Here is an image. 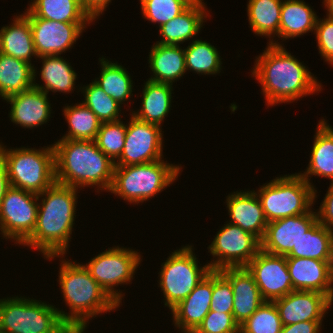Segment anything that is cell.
Returning a JSON list of instances; mask_svg holds the SVG:
<instances>
[{"label": "cell", "mask_w": 333, "mask_h": 333, "mask_svg": "<svg viewBox=\"0 0 333 333\" xmlns=\"http://www.w3.org/2000/svg\"><path fill=\"white\" fill-rule=\"evenodd\" d=\"M256 58L252 74L261 84L269 106L293 102L322 89L321 83L277 41L270 40Z\"/></svg>", "instance_id": "obj_1"}, {"label": "cell", "mask_w": 333, "mask_h": 333, "mask_svg": "<svg viewBox=\"0 0 333 333\" xmlns=\"http://www.w3.org/2000/svg\"><path fill=\"white\" fill-rule=\"evenodd\" d=\"M77 190L55 182L38 194L42 200L38 203L36 226L21 245L39 250L44 257L67 253L76 216Z\"/></svg>", "instance_id": "obj_2"}, {"label": "cell", "mask_w": 333, "mask_h": 333, "mask_svg": "<svg viewBox=\"0 0 333 333\" xmlns=\"http://www.w3.org/2000/svg\"><path fill=\"white\" fill-rule=\"evenodd\" d=\"M53 147L56 183L77 189L96 186L109 192L115 164L98 148L95 140L60 139Z\"/></svg>", "instance_id": "obj_3"}, {"label": "cell", "mask_w": 333, "mask_h": 333, "mask_svg": "<svg viewBox=\"0 0 333 333\" xmlns=\"http://www.w3.org/2000/svg\"><path fill=\"white\" fill-rule=\"evenodd\" d=\"M61 257L59 285L70 313L58 310L61 319L69 327L86 328L89 319L98 314L119 308L106 291L92 278L83 264L63 260L64 255H49L45 259Z\"/></svg>", "instance_id": "obj_4"}, {"label": "cell", "mask_w": 333, "mask_h": 333, "mask_svg": "<svg viewBox=\"0 0 333 333\" xmlns=\"http://www.w3.org/2000/svg\"><path fill=\"white\" fill-rule=\"evenodd\" d=\"M181 166L169 164L163 159L138 165L115 166L109 192L123 200L138 204L149 200L173 184Z\"/></svg>", "instance_id": "obj_5"}, {"label": "cell", "mask_w": 333, "mask_h": 333, "mask_svg": "<svg viewBox=\"0 0 333 333\" xmlns=\"http://www.w3.org/2000/svg\"><path fill=\"white\" fill-rule=\"evenodd\" d=\"M1 144L0 156L11 187L38 195L56 182L53 145L37 150L25 147L6 149Z\"/></svg>", "instance_id": "obj_6"}, {"label": "cell", "mask_w": 333, "mask_h": 333, "mask_svg": "<svg viewBox=\"0 0 333 333\" xmlns=\"http://www.w3.org/2000/svg\"><path fill=\"white\" fill-rule=\"evenodd\" d=\"M317 190L299 173L276 177L255 192L269 222L307 213L317 198Z\"/></svg>", "instance_id": "obj_7"}, {"label": "cell", "mask_w": 333, "mask_h": 333, "mask_svg": "<svg viewBox=\"0 0 333 333\" xmlns=\"http://www.w3.org/2000/svg\"><path fill=\"white\" fill-rule=\"evenodd\" d=\"M0 328L6 333H63L69 326L55 306L17 296L0 299Z\"/></svg>", "instance_id": "obj_8"}, {"label": "cell", "mask_w": 333, "mask_h": 333, "mask_svg": "<svg viewBox=\"0 0 333 333\" xmlns=\"http://www.w3.org/2000/svg\"><path fill=\"white\" fill-rule=\"evenodd\" d=\"M192 247L188 245L174 250L161 265L159 286L164 294V305L170 310L183 301L211 271L209 264L198 266Z\"/></svg>", "instance_id": "obj_9"}, {"label": "cell", "mask_w": 333, "mask_h": 333, "mask_svg": "<svg viewBox=\"0 0 333 333\" xmlns=\"http://www.w3.org/2000/svg\"><path fill=\"white\" fill-rule=\"evenodd\" d=\"M140 262L139 252L115 246L91 258L84 266L92 278L120 305L124 294L115 290L114 286L130 283Z\"/></svg>", "instance_id": "obj_10"}, {"label": "cell", "mask_w": 333, "mask_h": 333, "mask_svg": "<svg viewBox=\"0 0 333 333\" xmlns=\"http://www.w3.org/2000/svg\"><path fill=\"white\" fill-rule=\"evenodd\" d=\"M37 194L10 187L0 202V231L4 238L22 244L36 226Z\"/></svg>", "instance_id": "obj_11"}, {"label": "cell", "mask_w": 333, "mask_h": 333, "mask_svg": "<svg viewBox=\"0 0 333 333\" xmlns=\"http://www.w3.org/2000/svg\"><path fill=\"white\" fill-rule=\"evenodd\" d=\"M208 250L213 258L211 270L227 267H245L261 250V241L241 227L227 223L213 239Z\"/></svg>", "instance_id": "obj_12"}, {"label": "cell", "mask_w": 333, "mask_h": 333, "mask_svg": "<svg viewBox=\"0 0 333 333\" xmlns=\"http://www.w3.org/2000/svg\"><path fill=\"white\" fill-rule=\"evenodd\" d=\"M127 125L125 144L115 166H129L149 163L162 159L163 134L161 127L130 117Z\"/></svg>", "instance_id": "obj_13"}, {"label": "cell", "mask_w": 333, "mask_h": 333, "mask_svg": "<svg viewBox=\"0 0 333 333\" xmlns=\"http://www.w3.org/2000/svg\"><path fill=\"white\" fill-rule=\"evenodd\" d=\"M245 267L254 277L265 301L273 302L294 291L286 256L260 250Z\"/></svg>", "instance_id": "obj_14"}, {"label": "cell", "mask_w": 333, "mask_h": 333, "mask_svg": "<svg viewBox=\"0 0 333 333\" xmlns=\"http://www.w3.org/2000/svg\"><path fill=\"white\" fill-rule=\"evenodd\" d=\"M37 57L61 55L71 48L90 23L56 22L29 17Z\"/></svg>", "instance_id": "obj_15"}, {"label": "cell", "mask_w": 333, "mask_h": 333, "mask_svg": "<svg viewBox=\"0 0 333 333\" xmlns=\"http://www.w3.org/2000/svg\"><path fill=\"white\" fill-rule=\"evenodd\" d=\"M317 222V214L312 209L302 215L269 222L261 240V250L273 255L286 256L296 247L304 233Z\"/></svg>", "instance_id": "obj_16"}, {"label": "cell", "mask_w": 333, "mask_h": 333, "mask_svg": "<svg viewBox=\"0 0 333 333\" xmlns=\"http://www.w3.org/2000/svg\"><path fill=\"white\" fill-rule=\"evenodd\" d=\"M283 326L304 321H322L333 301L317 291L294 290L273 301Z\"/></svg>", "instance_id": "obj_17"}, {"label": "cell", "mask_w": 333, "mask_h": 333, "mask_svg": "<svg viewBox=\"0 0 333 333\" xmlns=\"http://www.w3.org/2000/svg\"><path fill=\"white\" fill-rule=\"evenodd\" d=\"M293 290L317 291L333 301V261L286 258Z\"/></svg>", "instance_id": "obj_18"}, {"label": "cell", "mask_w": 333, "mask_h": 333, "mask_svg": "<svg viewBox=\"0 0 333 333\" xmlns=\"http://www.w3.org/2000/svg\"><path fill=\"white\" fill-rule=\"evenodd\" d=\"M219 271L231 283L234 295L232 314L240 326L266 301L246 267H227Z\"/></svg>", "instance_id": "obj_19"}, {"label": "cell", "mask_w": 333, "mask_h": 333, "mask_svg": "<svg viewBox=\"0 0 333 333\" xmlns=\"http://www.w3.org/2000/svg\"><path fill=\"white\" fill-rule=\"evenodd\" d=\"M213 270L172 311L174 325L183 332H193L210 311Z\"/></svg>", "instance_id": "obj_20"}, {"label": "cell", "mask_w": 333, "mask_h": 333, "mask_svg": "<svg viewBox=\"0 0 333 333\" xmlns=\"http://www.w3.org/2000/svg\"><path fill=\"white\" fill-rule=\"evenodd\" d=\"M47 97V93L33 87L4 99L11 105V122L29 129L45 124L51 117V104Z\"/></svg>", "instance_id": "obj_21"}, {"label": "cell", "mask_w": 333, "mask_h": 333, "mask_svg": "<svg viewBox=\"0 0 333 333\" xmlns=\"http://www.w3.org/2000/svg\"><path fill=\"white\" fill-rule=\"evenodd\" d=\"M226 203L228 214L232 219L229 223L241 227L261 241L268 221L255 191H236L227 196Z\"/></svg>", "instance_id": "obj_22"}, {"label": "cell", "mask_w": 333, "mask_h": 333, "mask_svg": "<svg viewBox=\"0 0 333 333\" xmlns=\"http://www.w3.org/2000/svg\"><path fill=\"white\" fill-rule=\"evenodd\" d=\"M203 0L191 4L183 13L159 27L162 36L161 43L165 45H180L193 39L203 27L204 18L208 16ZM180 43V44H179Z\"/></svg>", "instance_id": "obj_23"}, {"label": "cell", "mask_w": 333, "mask_h": 333, "mask_svg": "<svg viewBox=\"0 0 333 333\" xmlns=\"http://www.w3.org/2000/svg\"><path fill=\"white\" fill-rule=\"evenodd\" d=\"M149 53V67L153 72L150 81L173 85L187 71L184 49L180 45L155 43Z\"/></svg>", "instance_id": "obj_24"}, {"label": "cell", "mask_w": 333, "mask_h": 333, "mask_svg": "<svg viewBox=\"0 0 333 333\" xmlns=\"http://www.w3.org/2000/svg\"><path fill=\"white\" fill-rule=\"evenodd\" d=\"M0 52L30 64L31 56L37 58L29 17L25 13L15 17L11 25L1 28Z\"/></svg>", "instance_id": "obj_25"}, {"label": "cell", "mask_w": 333, "mask_h": 333, "mask_svg": "<svg viewBox=\"0 0 333 333\" xmlns=\"http://www.w3.org/2000/svg\"><path fill=\"white\" fill-rule=\"evenodd\" d=\"M313 142L307 170L299 174L313 188L309 178L312 175L327 177L333 184V128L324 119L317 125Z\"/></svg>", "instance_id": "obj_26"}, {"label": "cell", "mask_w": 333, "mask_h": 333, "mask_svg": "<svg viewBox=\"0 0 333 333\" xmlns=\"http://www.w3.org/2000/svg\"><path fill=\"white\" fill-rule=\"evenodd\" d=\"M28 17H39L56 22L91 23L93 19L80 0H31Z\"/></svg>", "instance_id": "obj_27"}, {"label": "cell", "mask_w": 333, "mask_h": 333, "mask_svg": "<svg viewBox=\"0 0 333 333\" xmlns=\"http://www.w3.org/2000/svg\"><path fill=\"white\" fill-rule=\"evenodd\" d=\"M173 87L168 83L146 81L143 88L141 110L133 111L137 119L161 127V122L169 113Z\"/></svg>", "instance_id": "obj_28"}, {"label": "cell", "mask_w": 333, "mask_h": 333, "mask_svg": "<svg viewBox=\"0 0 333 333\" xmlns=\"http://www.w3.org/2000/svg\"><path fill=\"white\" fill-rule=\"evenodd\" d=\"M38 58L43 61L40 73L44 86L35 82L37 71L34 67L35 88L47 94L49 90L52 92L70 93L73 88L75 89L74 86L77 74L66 59H63V57L59 55H45Z\"/></svg>", "instance_id": "obj_29"}, {"label": "cell", "mask_w": 333, "mask_h": 333, "mask_svg": "<svg viewBox=\"0 0 333 333\" xmlns=\"http://www.w3.org/2000/svg\"><path fill=\"white\" fill-rule=\"evenodd\" d=\"M34 87V65L0 52V97L9 96Z\"/></svg>", "instance_id": "obj_30"}, {"label": "cell", "mask_w": 333, "mask_h": 333, "mask_svg": "<svg viewBox=\"0 0 333 333\" xmlns=\"http://www.w3.org/2000/svg\"><path fill=\"white\" fill-rule=\"evenodd\" d=\"M316 13L302 0L282 2L279 38L286 40L315 31Z\"/></svg>", "instance_id": "obj_31"}, {"label": "cell", "mask_w": 333, "mask_h": 333, "mask_svg": "<svg viewBox=\"0 0 333 333\" xmlns=\"http://www.w3.org/2000/svg\"><path fill=\"white\" fill-rule=\"evenodd\" d=\"M286 258L333 261V232L317 222L298 241Z\"/></svg>", "instance_id": "obj_32"}, {"label": "cell", "mask_w": 333, "mask_h": 333, "mask_svg": "<svg viewBox=\"0 0 333 333\" xmlns=\"http://www.w3.org/2000/svg\"><path fill=\"white\" fill-rule=\"evenodd\" d=\"M282 2L283 0H249L248 21L255 34L268 38L276 35L279 38Z\"/></svg>", "instance_id": "obj_33"}, {"label": "cell", "mask_w": 333, "mask_h": 333, "mask_svg": "<svg viewBox=\"0 0 333 333\" xmlns=\"http://www.w3.org/2000/svg\"><path fill=\"white\" fill-rule=\"evenodd\" d=\"M101 64V73L99 78L94 82L102 88V90L119 104H124L133 94V82L126 68L117 62L102 57L99 60Z\"/></svg>", "instance_id": "obj_34"}, {"label": "cell", "mask_w": 333, "mask_h": 333, "mask_svg": "<svg viewBox=\"0 0 333 333\" xmlns=\"http://www.w3.org/2000/svg\"><path fill=\"white\" fill-rule=\"evenodd\" d=\"M69 125L68 133L61 139L95 140L101 125L97 116L83 103L65 106L63 109Z\"/></svg>", "instance_id": "obj_35"}, {"label": "cell", "mask_w": 333, "mask_h": 333, "mask_svg": "<svg viewBox=\"0 0 333 333\" xmlns=\"http://www.w3.org/2000/svg\"><path fill=\"white\" fill-rule=\"evenodd\" d=\"M186 70L194 71L197 74L213 75L221 71V57L219 51L213 45L202 40H193L184 49Z\"/></svg>", "instance_id": "obj_36"}, {"label": "cell", "mask_w": 333, "mask_h": 333, "mask_svg": "<svg viewBox=\"0 0 333 333\" xmlns=\"http://www.w3.org/2000/svg\"><path fill=\"white\" fill-rule=\"evenodd\" d=\"M84 100L82 103L88 107L101 123L120 120L121 104L108 96L94 81L82 87Z\"/></svg>", "instance_id": "obj_37"}, {"label": "cell", "mask_w": 333, "mask_h": 333, "mask_svg": "<svg viewBox=\"0 0 333 333\" xmlns=\"http://www.w3.org/2000/svg\"><path fill=\"white\" fill-rule=\"evenodd\" d=\"M145 19L159 27L183 13L198 0H139Z\"/></svg>", "instance_id": "obj_38"}, {"label": "cell", "mask_w": 333, "mask_h": 333, "mask_svg": "<svg viewBox=\"0 0 333 333\" xmlns=\"http://www.w3.org/2000/svg\"><path fill=\"white\" fill-rule=\"evenodd\" d=\"M127 132V124L123 121L101 123L95 142L98 148L115 162L121 155Z\"/></svg>", "instance_id": "obj_39"}, {"label": "cell", "mask_w": 333, "mask_h": 333, "mask_svg": "<svg viewBox=\"0 0 333 333\" xmlns=\"http://www.w3.org/2000/svg\"><path fill=\"white\" fill-rule=\"evenodd\" d=\"M282 327L275 303L266 301L240 325V333H281Z\"/></svg>", "instance_id": "obj_40"}, {"label": "cell", "mask_w": 333, "mask_h": 333, "mask_svg": "<svg viewBox=\"0 0 333 333\" xmlns=\"http://www.w3.org/2000/svg\"><path fill=\"white\" fill-rule=\"evenodd\" d=\"M234 295L230 281L219 271L213 270V292L210 310L232 313Z\"/></svg>", "instance_id": "obj_41"}, {"label": "cell", "mask_w": 333, "mask_h": 333, "mask_svg": "<svg viewBox=\"0 0 333 333\" xmlns=\"http://www.w3.org/2000/svg\"><path fill=\"white\" fill-rule=\"evenodd\" d=\"M193 333H240V326L232 313L210 310Z\"/></svg>", "instance_id": "obj_42"}, {"label": "cell", "mask_w": 333, "mask_h": 333, "mask_svg": "<svg viewBox=\"0 0 333 333\" xmlns=\"http://www.w3.org/2000/svg\"><path fill=\"white\" fill-rule=\"evenodd\" d=\"M315 34L319 53L329 64L333 65V17L317 18Z\"/></svg>", "instance_id": "obj_43"}, {"label": "cell", "mask_w": 333, "mask_h": 333, "mask_svg": "<svg viewBox=\"0 0 333 333\" xmlns=\"http://www.w3.org/2000/svg\"><path fill=\"white\" fill-rule=\"evenodd\" d=\"M316 214L318 222L333 232V184L330 183V187Z\"/></svg>", "instance_id": "obj_44"}, {"label": "cell", "mask_w": 333, "mask_h": 333, "mask_svg": "<svg viewBox=\"0 0 333 333\" xmlns=\"http://www.w3.org/2000/svg\"><path fill=\"white\" fill-rule=\"evenodd\" d=\"M322 321H304L282 327L281 333H319Z\"/></svg>", "instance_id": "obj_45"}, {"label": "cell", "mask_w": 333, "mask_h": 333, "mask_svg": "<svg viewBox=\"0 0 333 333\" xmlns=\"http://www.w3.org/2000/svg\"><path fill=\"white\" fill-rule=\"evenodd\" d=\"M83 8L95 20L109 5L111 0H80Z\"/></svg>", "instance_id": "obj_46"}, {"label": "cell", "mask_w": 333, "mask_h": 333, "mask_svg": "<svg viewBox=\"0 0 333 333\" xmlns=\"http://www.w3.org/2000/svg\"><path fill=\"white\" fill-rule=\"evenodd\" d=\"M10 187L6 166L4 160L0 156V202Z\"/></svg>", "instance_id": "obj_47"}, {"label": "cell", "mask_w": 333, "mask_h": 333, "mask_svg": "<svg viewBox=\"0 0 333 333\" xmlns=\"http://www.w3.org/2000/svg\"><path fill=\"white\" fill-rule=\"evenodd\" d=\"M323 3L327 9V15L333 17V0H324Z\"/></svg>", "instance_id": "obj_48"}, {"label": "cell", "mask_w": 333, "mask_h": 333, "mask_svg": "<svg viewBox=\"0 0 333 333\" xmlns=\"http://www.w3.org/2000/svg\"><path fill=\"white\" fill-rule=\"evenodd\" d=\"M86 328H82V327H69L66 330V333H85Z\"/></svg>", "instance_id": "obj_49"}, {"label": "cell", "mask_w": 333, "mask_h": 333, "mask_svg": "<svg viewBox=\"0 0 333 333\" xmlns=\"http://www.w3.org/2000/svg\"><path fill=\"white\" fill-rule=\"evenodd\" d=\"M0 333H6V332L0 328Z\"/></svg>", "instance_id": "obj_50"}]
</instances>
